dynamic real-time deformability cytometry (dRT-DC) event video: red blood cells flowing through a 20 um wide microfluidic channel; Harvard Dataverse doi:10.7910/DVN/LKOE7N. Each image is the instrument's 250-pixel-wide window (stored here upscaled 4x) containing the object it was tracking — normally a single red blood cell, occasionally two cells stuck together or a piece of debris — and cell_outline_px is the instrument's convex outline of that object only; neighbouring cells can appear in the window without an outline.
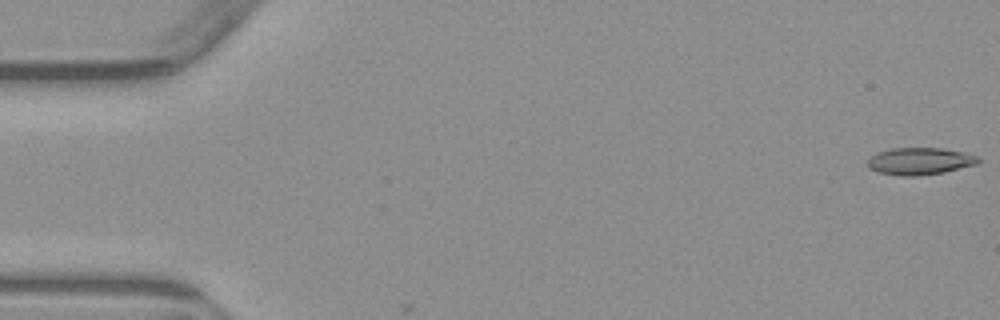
{"species": "common noctule bat (a hibernating species)", "species_latin": "Nyctalus noctula", "temperature_condition": "warm", "stored_images_in_passage": 2, "camera_frame_rate_fps": 3000, "um_per_image_px": 0.085, "animal": {"sex": "male", "body_mass_g": 23.1, "forearm_length_mm": 52.7}, "frame": {"image": 1, "passage_image": 1, "time_ms": 0.0, "image_size_px": [1000, 320], "cell_outline_px": [[980, 160], [976, 164], [944, 172], [916, 176], [904, 176], [880, 172], [868, 168], [868, 160], [872, 156], [880, 152], [892, 148], [940, 148], [964, 152], [980, 156]], "centroid_in_image_um": [78.22, 13.69], "position_along_channel_um": 6.8, "area_um2": 17.28}}